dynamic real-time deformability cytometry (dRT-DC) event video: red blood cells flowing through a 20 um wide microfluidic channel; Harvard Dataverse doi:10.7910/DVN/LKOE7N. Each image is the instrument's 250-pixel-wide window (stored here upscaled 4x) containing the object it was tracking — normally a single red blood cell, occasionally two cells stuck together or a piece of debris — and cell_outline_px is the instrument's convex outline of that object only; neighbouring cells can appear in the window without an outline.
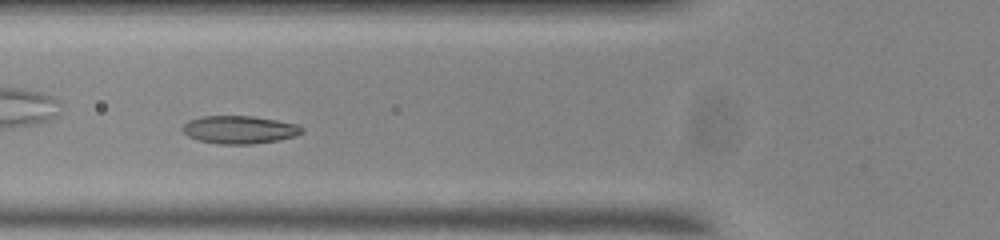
{"species": "common noctule bat (a hibernating species)", "species_latin": "Nyctalus noctula", "temperature_condition": "room temperature", "stored_images_in_passage": 40, "camera_frame_rate_fps": 3000, "um_per_image_px": 0.085, "animal": {"sex": "male", "body_mass_g": 20.0, "forearm_length_mm": 53.3}, "frame": {"image": 1, "passage_image": 6, "time_ms": 1.667, "image_size_px": [1000, 240], "cell_outline_px": [[304, 132], [296, 136], [280, 140], [252, 144], [216, 144], [200, 140], [188, 136], [180, 128], [188, 120], [204, 116], [252, 116], [300, 124], [304, 128]], "centroid_in_image_um": [20.39, 11.02], "position_along_channel_um": 105.4, "area_um2": 19.59}}
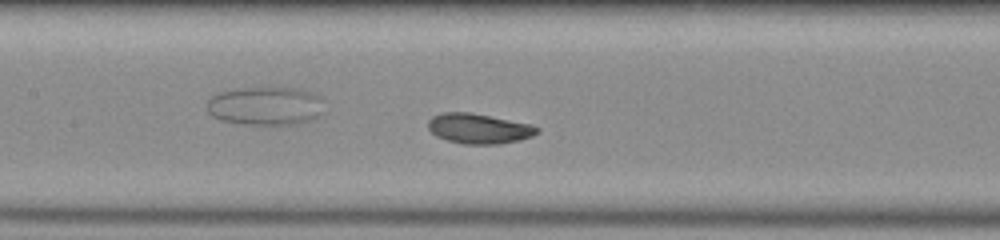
{"frame": {"image": 2, "passage_image": 11, "time_ms": 3.333, "image_size_px": [1000, 240], "cell_outline_px": [[540, 132], [532, 136], [520, 140], [500, 144], [464, 144], [448, 140], [436, 136], [428, 128], [428, 120], [432, 116], [444, 112], [468, 112], [532, 124], [540, 128]], "centroid_in_image_um": [40.72, 10.93], "position_along_channel_um": 166.7, "area_um2": 19.13}}
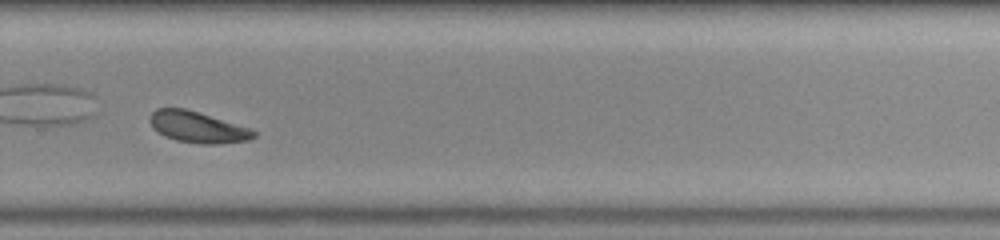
{"frame": {"image": 3, "passage_image": 23, "time_ms": 7.333, "image_size_px": [1000, 240], "cell_outline_px": [[256, 136], [248, 140], [220, 144], [200, 144], [176, 140], [164, 136], [152, 128], [148, 120], [152, 112], [156, 108], [184, 108], [252, 128], [256, 132]], "centroid_in_image_um": [16.79, 10.81], "position_along_channel_um": 313.0, "area_um2": 19.02}, "authors_computed_cell_mechanics": {"area_um2": 19.3052, "velocity_mm_per_s": 3.6646, "shape_relaxation_time_tau1_ms": 4.7642, "shape_relaxation_time_tau2_ms": 1.7421, "deformation_change_tau1": 0.1245, "deformation_change_tau2": 0.0648}}